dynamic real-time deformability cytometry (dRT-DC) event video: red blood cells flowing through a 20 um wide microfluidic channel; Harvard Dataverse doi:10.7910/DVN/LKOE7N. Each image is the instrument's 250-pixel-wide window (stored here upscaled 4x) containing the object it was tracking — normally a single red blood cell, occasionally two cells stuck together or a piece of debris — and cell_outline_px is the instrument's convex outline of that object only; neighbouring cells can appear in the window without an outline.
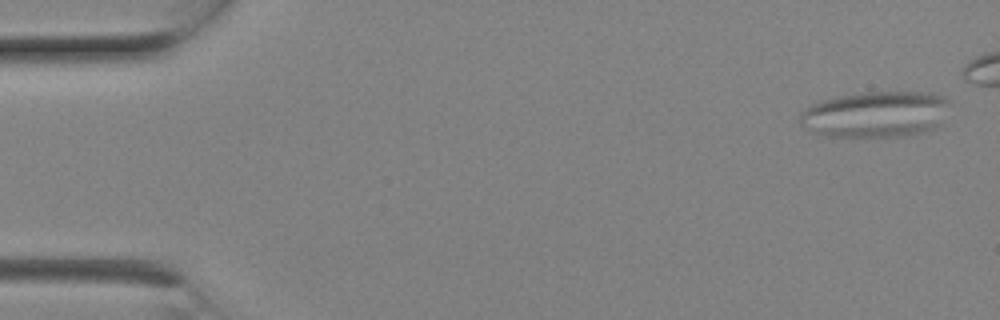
{"species": "Egyptian fruit bat (a non-hibernating species)", "species_latin": "Rousettus aegyptiacus", "temperature_condition": "room temperature", "stored_images_in_passage": 7, "camera_frame_rate_fps": 3000, "um_per_image_px": 0.085, "animal": {"sex": "female"}, "frame": {"image": 1, "passage_image": 1, "time_ms": 0.0, "image_size_px": [1000, 320], "cell_outline_px": [[952, 100], [940, 124], [932, 128], [912, 136], [824, 136], [812, 132], [800, 124], [800, 112], [812, 104], [824, 100], [840, 96], [860, 92], [932, 92], [944, 96]], "centroid_in_image_um": [74.46, 9.71], "position_along_channel_um": 10.5, "area_um2": 40.46}}